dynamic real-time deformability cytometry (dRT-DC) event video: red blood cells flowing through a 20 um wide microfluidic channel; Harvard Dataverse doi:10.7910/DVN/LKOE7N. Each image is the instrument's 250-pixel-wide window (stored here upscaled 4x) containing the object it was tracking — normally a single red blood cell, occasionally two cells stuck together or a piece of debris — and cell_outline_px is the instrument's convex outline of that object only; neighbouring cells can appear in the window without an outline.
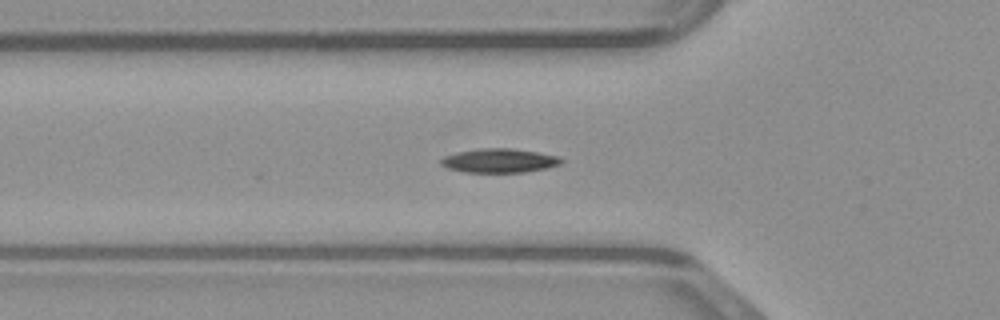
{"species": "common noctule bat (a hibernating species)", "species_latin": "Nyctalus noctula", "temperature_condition": "warm", "stored_images_in_passage": 40, "camera_frame_rate_fps": 3000, "um_per_image_px": 0.085, "animal": {"sex": "male", "body_mass_g": 23.1, "forearm_length_mm": 52.7}, "frame": {"image": 1, "passage_image": 7, "time_ms": 2.0, "image_size_px": [1000, 320], "cell_outline_px": [[564, 160], [560, 164], [544, 168], [524, 172], [464, 172], [448, 168], [440, 164], [440, 160], [444, 156], [456, 152], [484, 148], [512, 148], [560, 156]], "centroid_in_image_um": [42.43, 13.65], "position_along_channel_um": 83.4, "area_um2": 16.76}}
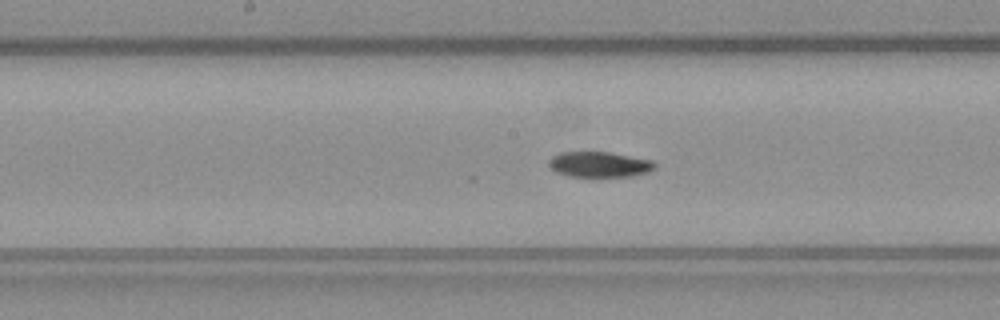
{"frame": {"image": 2, "passage_image": 15, "time_ms": 4.667, "image_size_px": [1000, 320], "cell_outline_px": [[656, 168], [648, 172], [632, 176], [568, 176], [556, 172], [548, 164], [552, 156], [560, 152], [608, 152], [652, 160], [656, 164]], "centroid_in_image_um": [50.96, 13.97], "position_along_channel_um": 197.2, "area_um2": 15.61}}
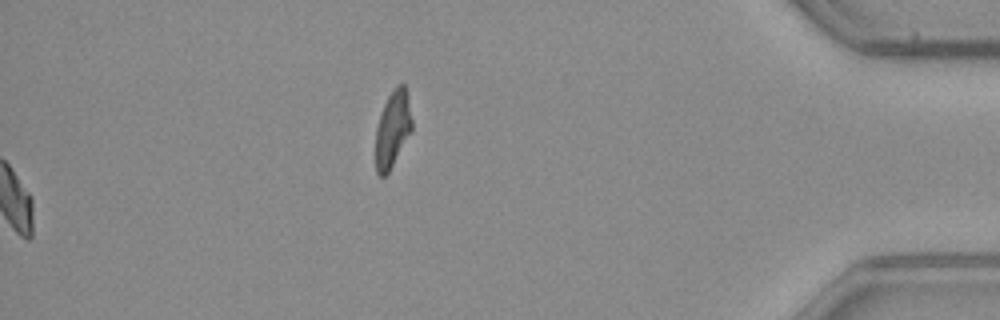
{"frame": {"image": 3, "passage_image": 40, "time_ms": 13.0, "image_size_px": [1000, 320], "cell_outline_px": [[412, 132], [388, 172], [384, 176], [380, 176], [376, 172], [376, 128], [384, 104], [388, 96], [396, 84], [404, 84], [412, 120]], "centroid_in_image_um": [33.37, 10.98], "position_along_channel_um": 401.8, "area_um2": 15.95}}